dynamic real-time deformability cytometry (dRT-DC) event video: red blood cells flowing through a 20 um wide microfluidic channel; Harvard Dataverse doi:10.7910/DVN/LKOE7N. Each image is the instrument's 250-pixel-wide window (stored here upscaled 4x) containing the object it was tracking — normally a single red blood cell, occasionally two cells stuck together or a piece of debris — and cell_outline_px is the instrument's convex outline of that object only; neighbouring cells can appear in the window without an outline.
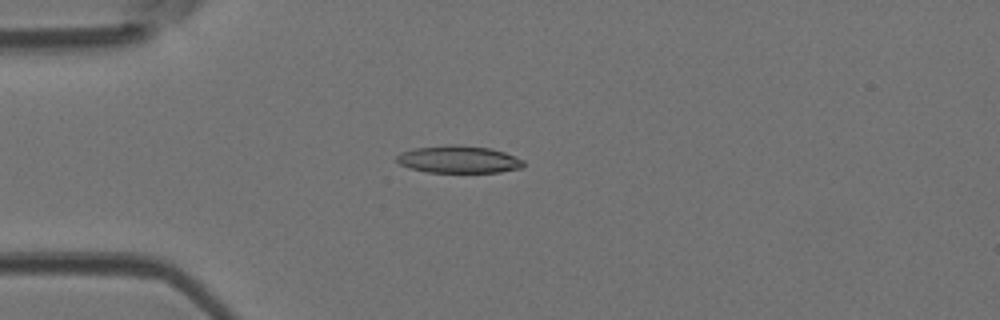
{"species": "Egyptian fruit bat (a non-hibernating species)", "species_latin": "Rousettus aegyptiacus", "temperature_condition": "room temperature", "stored_images_in_passage": 4, "camera_frame_rate_fps": 3000, "um_per_image_px": 0.085, "animal": {"sex": "female"}, "frame": {"image": 1, "passage_image": 4, "time_ms": 1.0, "image_size_px": [1000, 320], "cell_outline_px": [[524, 168], [500, 172], [428, 172], [408, 168], [400, 164], [396, 160], [396, 156], [400, 152], [412, 148], [448, 144], [460, 144], [488, 148], [504, 152], [524, 160]], "centroid_in_image_um": [38.97, 13.54], "position_along_channel_um": 46.0, "area_um2": 20.46}}